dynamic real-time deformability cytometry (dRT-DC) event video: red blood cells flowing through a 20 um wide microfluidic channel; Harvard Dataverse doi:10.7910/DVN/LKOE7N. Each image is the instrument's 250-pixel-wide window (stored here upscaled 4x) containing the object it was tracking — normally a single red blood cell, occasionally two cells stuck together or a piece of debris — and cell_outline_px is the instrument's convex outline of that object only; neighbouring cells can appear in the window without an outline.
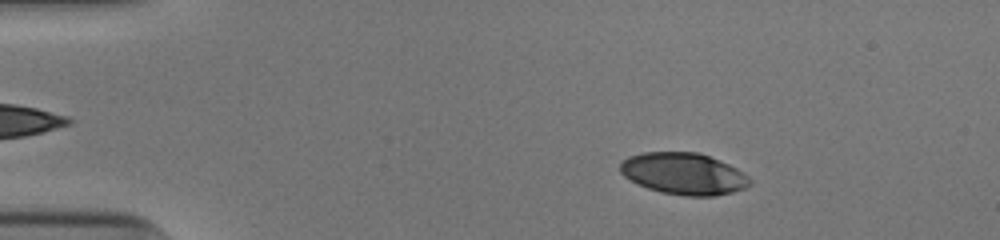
{"species": "human", "species_latin": "Homo sapiens", "temperature_condition": "cold", "stored_images_in_passage": 51, "camera_frame_rate_fps": 3000, "um_per_image_px": 0.085, "donor": {"sex": "male"}, "frame": {"image": 1, "passage_image": 8, "time_ms": 2.333, "image_size_px": [1000, 240], "cell_outline_px": [[752, 184], [744, 188], [732, 192], [712, 196], [684, 196], [660, 192], [636, 184], [624, 176], [620, 172], [620, 164], [628, 156], [644, 152], [700, 152], [728, 164], [744, 172], [752, 180]], "centroid_in_image_um": [58.12, 14.76], "position_along_channel_um": 26.9, "area_um2": 31.67}}
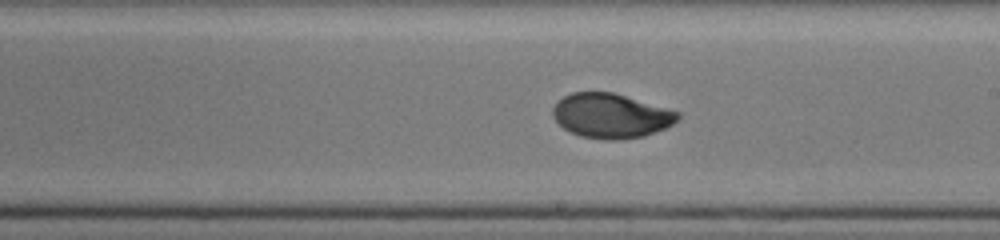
{"frame": {"image": 2, "passage_image": 30, "time_ms": 9.667, "image_size_px": [1000, 240], "cell_outline_px": [[680, 116], [672, 124], [664, 128], [644, 136], [620, 140], [604, 140], [580, 136], [564, 128], [552, 116], [552, 108], [564, 96], [572, 92], [612, 92], [680, 112]], "centroid_in_image_um": [51.92, 9.85], "position_along_channel_um": 237.1, "area_um2": 32.19}}
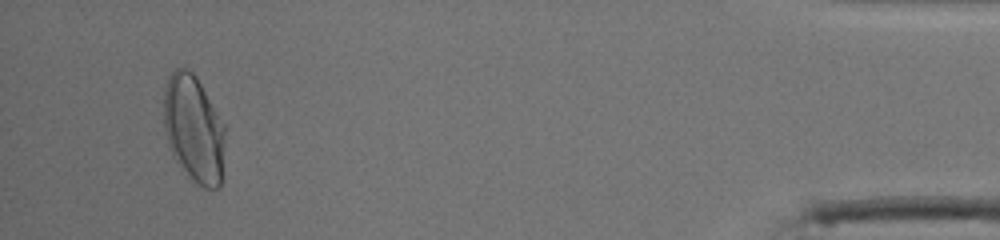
{"frame": {"image": 3, "passage_image": 49, "time_ms": 16.0, "image_size_px": [1000, 240], "cell_outline_px": [[224, 140], [220, 188], [204, 188], [172, 156], [168, 144], [164, 128], [164, 88], [168, 76], [176, 68], [188, 68], [196, 76], [224, 124]], "centroid_in_image_um": [16.45, 10.89], "position_along_channel_um": 418.8, "area_um2": 37.69}, "authors_computed_cell_mechanics": {"area_um2": 33.0616, "velocity_mm_per_s": 3.9369, "shape_relaxation_time_tau1_ms": 4.5449, "shape_relaxation_time_tau2_ms": 0.9128, "deformation_change_tau1": 0.1698, "deformation_change_tau2": 0.0391}}